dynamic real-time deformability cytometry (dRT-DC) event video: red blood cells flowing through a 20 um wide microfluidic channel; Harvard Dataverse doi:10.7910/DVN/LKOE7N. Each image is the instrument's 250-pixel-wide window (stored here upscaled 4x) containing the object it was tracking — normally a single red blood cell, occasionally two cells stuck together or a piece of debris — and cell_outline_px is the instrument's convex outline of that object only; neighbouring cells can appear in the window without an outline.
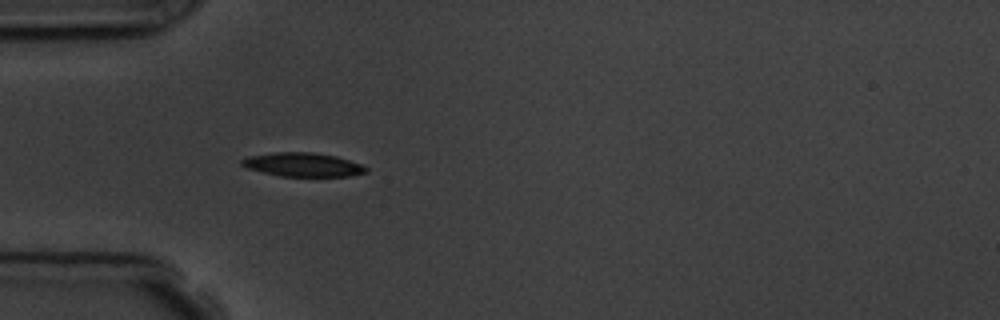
{"species": "common noctule bat (a hibernating species)", "species_latin": "Nyctalus noctula", "temperature_condition": "room temperature", "stored_images_in_passage": 4, "camera_frame_rate_fps": 3000, "um_per_image_px": 0.085, "animal": {"sex": "male", "body_mass_g": 19.5, "forearm_length_mm": 54.6}, "frame": {"image": 1, "passage_image": 4, "time_ms": 4.0, "image_size_px": [1000, 320], "cell_outline_px": [[368, 172], [348, 176], [280, 176], [248, 168], [240, 164], [240, 160], [248, 156], [276, 152], [312, 152], [336, 156], [360, 164], [368, 168]], "centroid_in_image_um": [25.74, 13.99], "position_along_channel_um": 59.3, "area_um2": 17.11}}